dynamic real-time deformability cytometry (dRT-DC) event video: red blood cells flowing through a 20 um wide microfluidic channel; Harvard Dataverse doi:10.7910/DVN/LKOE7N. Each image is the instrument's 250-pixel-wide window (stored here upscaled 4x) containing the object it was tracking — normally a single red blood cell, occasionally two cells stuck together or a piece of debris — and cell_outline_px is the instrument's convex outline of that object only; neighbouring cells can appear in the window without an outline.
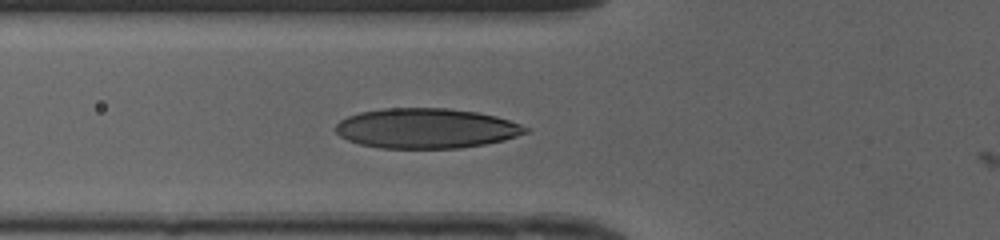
{"species": "human", "species_latin": "Homo sapiens", "temperature_condition": "cold", "stored_images_in_passage": 35, "camera_frame_rate_fps": 3000, "um_per_image_px": 0.085, "donor": {"sex": "female"}, "frame": {"image": 1, "passage_image": 4, "time_ms": 1.0, "image_size_px": [1000, 240], "cell_outline_px": [[528, 132], [504, 140], [484, 144], [460, 148], [380, 148], [360, 144], [348, 140], [340, 136], [336, 132], [336, 124], [340, 120], [348, 116], [360, 112], [384, 108], [448, 108], [476, 112], [496, 116], [520, 124], [528, 128]], "centroid_in_image_um": [36.21, 10.91], "position_along_channel_um": 89.6, "area_um2": 44.16}}
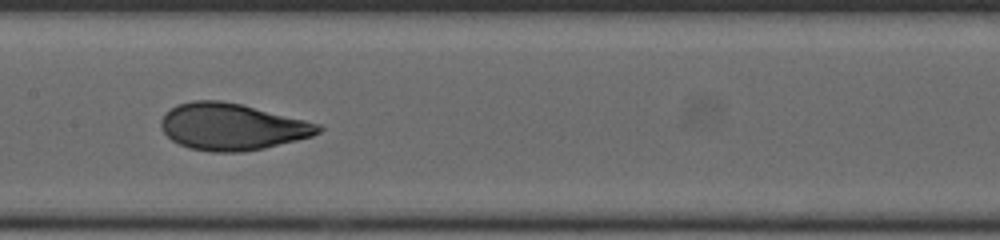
{"frame": {"image": 2, "passage_image": 11, "time_ms": 3.333, "image_size_px": [1000, 240], "cell_outline_px": [[324, 128], [320, 132], [312, 136], [264, 148], [244, 152], [212, 152], [188, 148], [172, 140], [164, 132], [160, 124], [160, 120], [164, 112], [176, 104], [192, 100], [220, 100], [240, 104], [320, 124]], "centroid_in_image_um": [19.68, 10.77], "position_along_channel_um": 187.7, "area_um2": 42.77}}
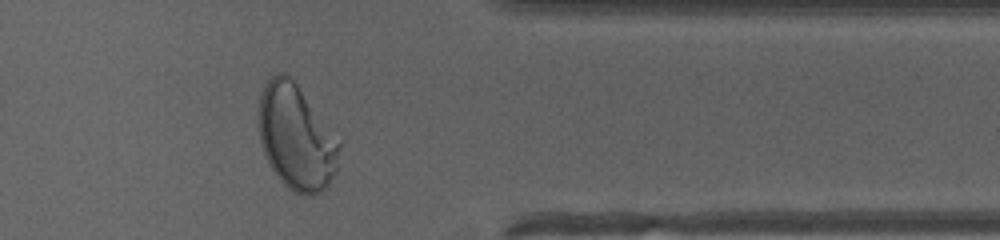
{"frame": {"image": 3, "passage_image": 26, "time_ms": 8.333, "image_size_px": [1000, 240], "cell_outline_px": [[340, 148], [336, 172], [328, 188], [312, 196], [304, 196], [288, 188], [280, 180], [268, 164], [260, 144], [256, 128], [256, 112], [260, 92], [264, 84], [276, 72], [284, 72], [296, 84], [340, 144]], "centroid_in_image_um": [25.1, 11.7], "position_along_channel_um": 386.3, "area_um2": 49.71}, "authors_computed_cell_mechanics": {"area_um2": 42.5986, "velocity_mm_per_s": 4.1744, "shape_relaxation_time_tau1_ms": 3.9485, "shape_relaxation_time_tau2_ms": null, "deformation_change_tau1": 0.2027, "deformation_change_tau2": null}}